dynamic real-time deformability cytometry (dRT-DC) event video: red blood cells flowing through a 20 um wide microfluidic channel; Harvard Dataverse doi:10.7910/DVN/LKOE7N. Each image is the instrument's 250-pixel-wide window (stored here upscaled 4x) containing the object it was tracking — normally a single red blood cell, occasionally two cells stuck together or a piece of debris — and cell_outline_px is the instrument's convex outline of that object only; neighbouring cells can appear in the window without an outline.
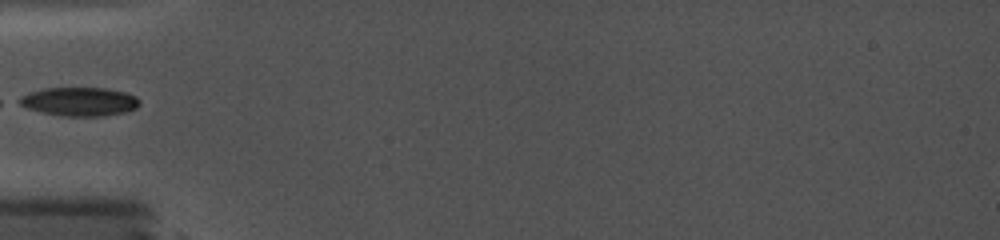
{"species": "common noctule bat (a hibernating species)", "species_latin": "Nyctalus noctula", "temperature_condition": "cold", "stored_images_in_passage": 29, "camera_frame_rate_fps": 5000, "um_per_image_px": 0.085, "animal": {"sex": "female", "body_mass_g": 19.0, "forearm_length_mm": 56.7}, "frame": {"image": 1, "passage_image": 1, "time_ms": 0.0, "image_size_px": [1000, 240], "cell_outline_px": [[140, 104], [136, 108], [124, 112], [100, 116], [68, 116], [44, 112], [28, 108], [12, 100], [28, 92], [44, 88], [104, 88], [124, 92], [136, 96], [140, 100]], "centroid_in_image_um": [6.71, 8.62], "position_along_channel_um": 78.3, "area_um2": 20.06}}
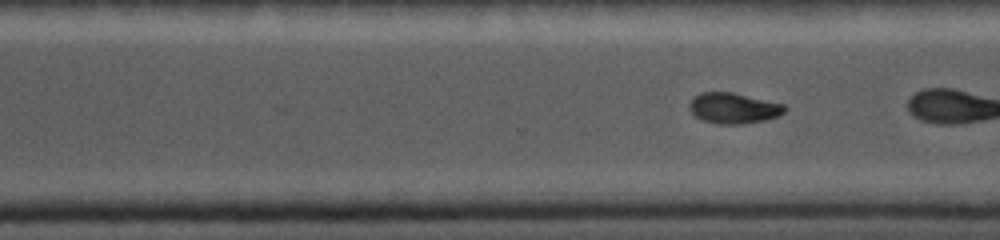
{"frame": {"image": 2, "passage_image": 21, "time_ms": 5.2, "image_size_px": [1000, 240], "cell_outline_px": [[788, 108], [780, 116], [764, 120], [740, 124], [720, 124], [704, 120], [696, 116], [688, 108], [688, 104], [700, 92], [732, 92], [784, 104]], "centroid_in_image_um": [62.38, 9.19], "position_along_channel_um": 308.2, "area_um2": 16.94}}